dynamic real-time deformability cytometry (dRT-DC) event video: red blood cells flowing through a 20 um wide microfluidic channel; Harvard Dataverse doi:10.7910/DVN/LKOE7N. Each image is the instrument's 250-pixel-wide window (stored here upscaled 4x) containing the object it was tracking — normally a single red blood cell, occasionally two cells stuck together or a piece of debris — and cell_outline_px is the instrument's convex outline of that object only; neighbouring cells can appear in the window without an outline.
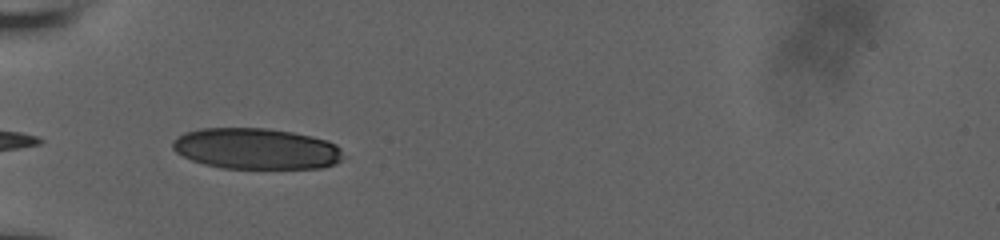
{"species": "human", "species_latin": "Homo sapiens", "temperature_condition": "room temperature", "stored_images_in_passage": 24, "camera_frame_rate_fps": 3000, "um_per_image_px": 0.085, "donor": {"sex": "male"}, "frame": {"image": 1, "passage_image": 1, "time_ms": 0.0, "image_size_px": [1000, 240], "cell_outline_px": [[340, 160], [336, 164], [320, 168], [220, 168], [204, 164], [192, 160], [176, 152], [172, 148], [172, 140], [176, 136], [184, 132], [200, 128], [268, 128], [292, 132], [312, 136], [336, 144], [340, 148]], "centroid_in_image_um": [21.72, 12.63], "position_along_channel_um": 63.3, "area_um2": 40.81}}
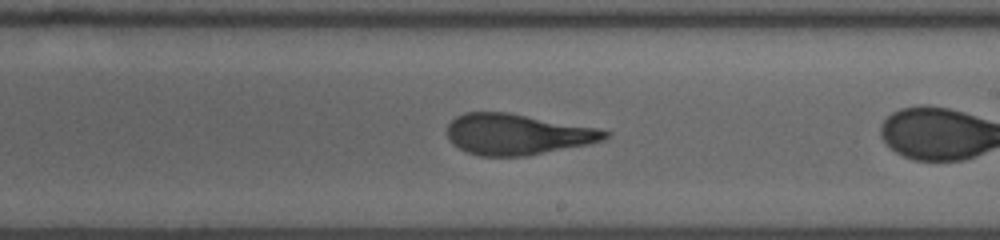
{"frame": {"image": 2, "passage_image": 13, "time_ms": 4.0, "image_size_px": [1000, 240], "cell_outline_px": [[612, 132], [604, 140], [588, 144], [528, 156], [480, 156], [468, 152], [452, 144], [448, 140], [448, 124], [456, 116], [464, 112], [508, 112], [600, 128]], "centroid_in_image_um": [43.99, 11.41], "position_along_channel_um": 245.0, "area_um2": 37.8}}
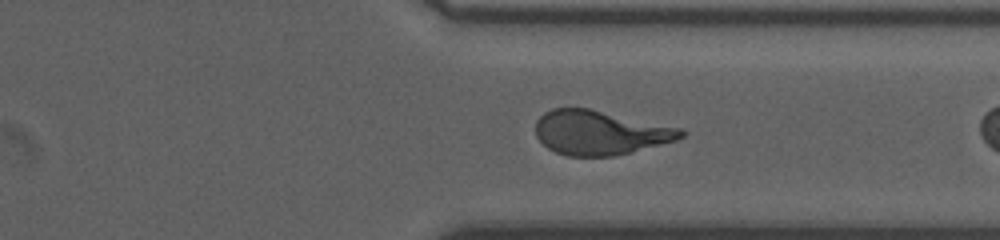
{"frame": {"image": 3, "passage_image": 22, "time_ms": 7.0, "image_size_px": [1000, 240], "cell_outline_px": [[688, 132], [684, 136], [676, 140], [612, 156], [568, 156], [556, 152], [548, 148], [536, 136], [536, 120], [544, 112], [552, 108], [588, 108], [680, 128]], "centroid_in_image_um": [50.97, 11.26], "position_along_channel_um": 360.4, "area_um2": 37.11}}